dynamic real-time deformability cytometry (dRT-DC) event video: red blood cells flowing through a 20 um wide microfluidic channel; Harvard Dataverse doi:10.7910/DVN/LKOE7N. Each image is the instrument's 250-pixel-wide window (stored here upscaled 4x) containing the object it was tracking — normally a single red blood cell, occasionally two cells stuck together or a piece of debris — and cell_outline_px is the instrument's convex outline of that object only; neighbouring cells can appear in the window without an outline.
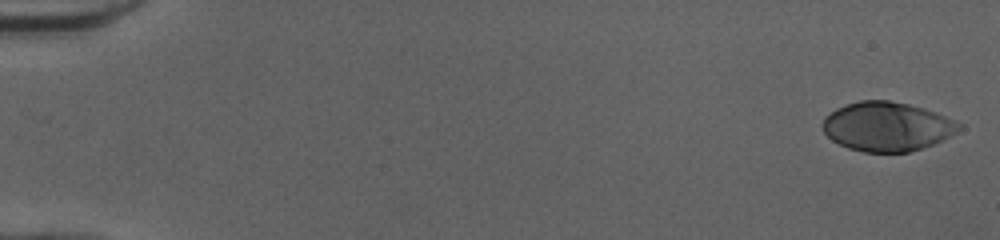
{"species": "human", "species_latin": "Homo sapiens", "temperature_condition": "cold", "stored_images_in_passage": 51, "camera_frame_rate_fps": 3000, "um_per_image_px": 0.085, "donor": {"sex": "female"}, "frame": {"image": 1, "passage_image": 1, "time_ms": 0.0, "image_size_px": [1000, 240], "cell_outline_px": [[964, 128], [932, 144], [908, 152], [864, 152], [848, 148], [832, 140], [824, 132], [820, 124], [824, 116], [836, 108], [860, 100], [888, 100], [908, 104], [924, 108], [956, 120], [964, 124]], "centroid_in_image_um": [75.38, 10.74], "position_along_channel_um": 9.6, "area_um2": 39.13}}
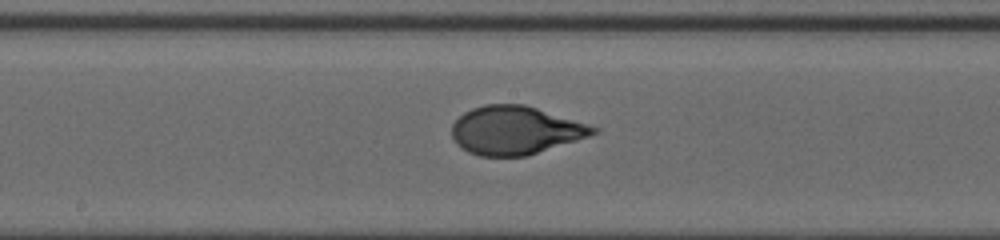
{"frame": {"image": 2, "passage_image": 28, "time_ms": 9.0, "image_size_px": [1000, 240], "cell_outline_px": [[600, 132], [528, 156], [480, 156], [468, 152], [460, 148], [456, 144], [452, 136], [452, 124], [464, 112], [472, 108], [484, 104], [524, 104], [600, 128]], "centroid_in_image_um": [43.78, 11.08], "position_along_channel_um": 204.4, "area_um2": 39.77}}
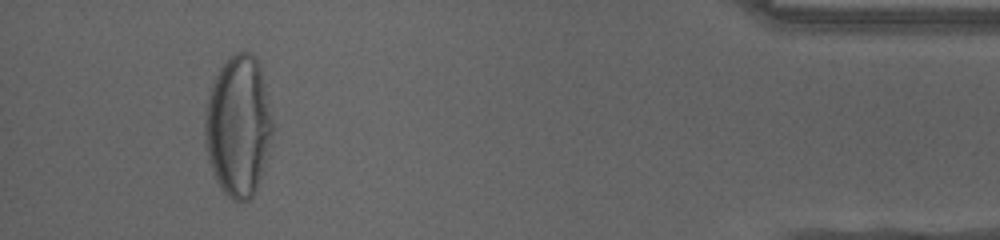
{"frame": {"image": 3, "passage_image": 48, "time_ms": 15.667, "image_size_px": [1000, 240], "cell_outline_px": [[276, 128], [264, 172], [252, 196], [248, 200], [232, 200], [220, 188], [216, 180], [208, 160], [204, 148], [204, 108], [208, 96], [216, 76], [220, 68], [236, 52], [248, 52], [256, 60], [260, 68]], "centroid_in_image_um": [20.27, 10.77], "position_along_channel_um": 414.9, "area_um2": 56.36}, "authors_computed_cell_mechanics": {"area_um2": 39.3618, "velocity_mm_per_s": 3.9998, "shape_relaxation_time_tau1_ms": 4.289, "shape_relaxation_time_tau2_ms": null, "deformation_change_tau1": 0.2311, "deformation_change_tau2": null}}